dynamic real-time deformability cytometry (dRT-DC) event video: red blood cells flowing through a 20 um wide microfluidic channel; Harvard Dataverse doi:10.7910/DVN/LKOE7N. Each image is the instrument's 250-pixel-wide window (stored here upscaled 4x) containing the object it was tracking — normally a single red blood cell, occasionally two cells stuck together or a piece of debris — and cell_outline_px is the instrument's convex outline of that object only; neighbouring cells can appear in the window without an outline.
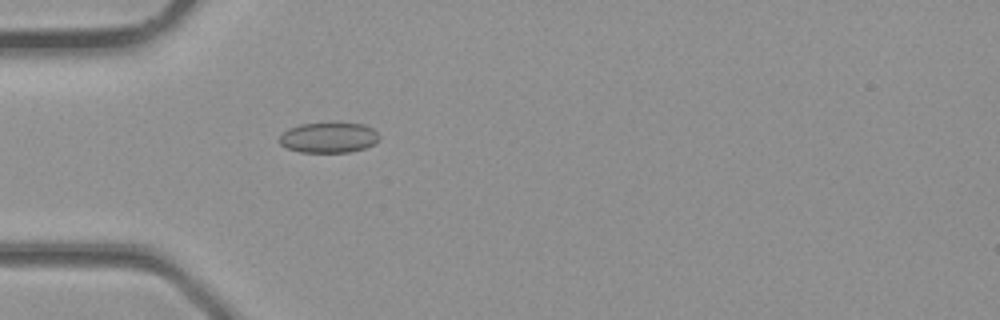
{"species": "common noctule bat (a hibernating species)", "species_latin": "Nyctalus noctula", "temperature_condition": "room temperature", "stored_images_in_passage": 3, "camera_frame_rate_fps": 3000, "um_per_image_px": 0.085, "animal": {"sex": "male", "body_mass_g": 23.1, "forearm_length_mm": 52.7}, "frame": {"image": 1, "passage_image": 3, "time_ms": 0.667, "image_size_px": [1000, 320], "cell_outline_px": [[380, 140], [376, 144], [364, 148], [348, 152], [300, 152], [288, 148], [280, 144], [280, 136], [288, 128], [300, 124], [364, 124], [372, 128], [380, 136]], "centroid_in_image_um": [27.97, 11.71], "position_along_channel_um": 57.0, "area_um2": 17.46}}